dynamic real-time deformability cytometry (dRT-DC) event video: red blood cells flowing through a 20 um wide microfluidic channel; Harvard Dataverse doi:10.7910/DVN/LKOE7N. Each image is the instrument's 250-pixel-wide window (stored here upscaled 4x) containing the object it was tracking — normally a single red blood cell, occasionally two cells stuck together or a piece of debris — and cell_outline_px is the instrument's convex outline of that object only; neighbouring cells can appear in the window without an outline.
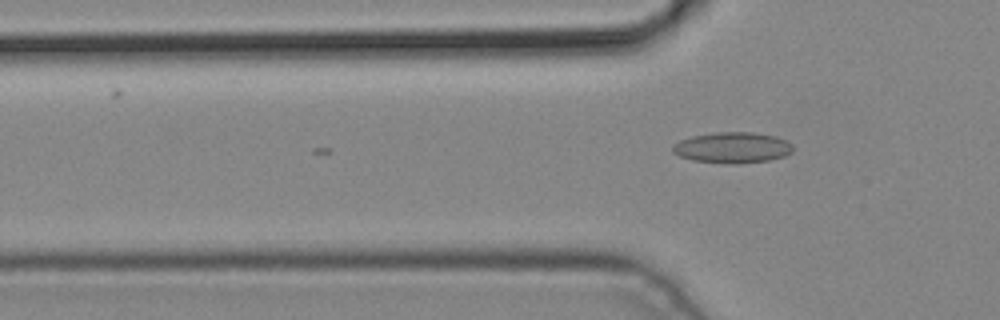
{"species": "common noctule bat (a hibernating species)", "species_latin": "Nyctalus noctula", "temperature_condition": "cold", "stored_images_in_passage": 3, "camera_frame_rate_fps": 3000, "um_per_image_px": 0.085, "animal": {"sex": "male", "body_mass_g": 19.2, "forearm_length_mm": 51.8}, "frame": {"image": 1, "passage_image": 3, "time_ms": 0.667, "image_size_px": [1000, 320], "cell_outline_px": [[792, 152], [784, 156], [768, 160], [740, 164], [728, 164], [692, 160], [680, 156], [672, 152], [672, 144], [680, 140], [692, 136], [716, 132], [752, 132], [776, 136], [792, 144]], "centroid_in_image_um": [62.23, 12.55], "position_along_channel_um": 63.6, "area_um2": 21.73}}